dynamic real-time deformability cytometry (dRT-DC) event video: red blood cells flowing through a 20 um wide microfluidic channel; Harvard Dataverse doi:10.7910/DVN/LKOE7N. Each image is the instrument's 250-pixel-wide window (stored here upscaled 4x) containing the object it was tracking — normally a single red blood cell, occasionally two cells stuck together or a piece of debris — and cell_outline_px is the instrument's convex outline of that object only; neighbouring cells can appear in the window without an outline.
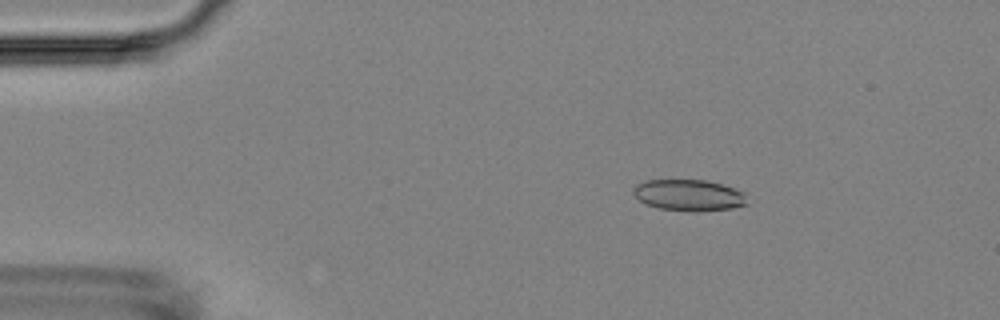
{"species": "Egyptian fruit bat (a non-hibernating species)", "species_latin": "Rousettus aegyptiacus", "temperature_condition": "room temperature", "stored_images_in_passage": 5, "camera_frame_rate_fps": 3000, "um_per_image_px": 0.085, "animal": {"sex": "female"}, "frame": {"image": 1, "passage_image": 3, "time_ms": 2.333, "image_size_px": [1000, 320], "cell_outline_px": [[748, 204], [732, 208], [696, 212], [660, 208], [648, 204], [640, 200], [632, 192], [632, 188], [636, 184], [644, 180], [704, 180], [720, 184], [744, 192]], "centroid_in_image_um": [58.54, 16.59], "position_along_channel_um": 26.5, "area_um2": 20.63}}